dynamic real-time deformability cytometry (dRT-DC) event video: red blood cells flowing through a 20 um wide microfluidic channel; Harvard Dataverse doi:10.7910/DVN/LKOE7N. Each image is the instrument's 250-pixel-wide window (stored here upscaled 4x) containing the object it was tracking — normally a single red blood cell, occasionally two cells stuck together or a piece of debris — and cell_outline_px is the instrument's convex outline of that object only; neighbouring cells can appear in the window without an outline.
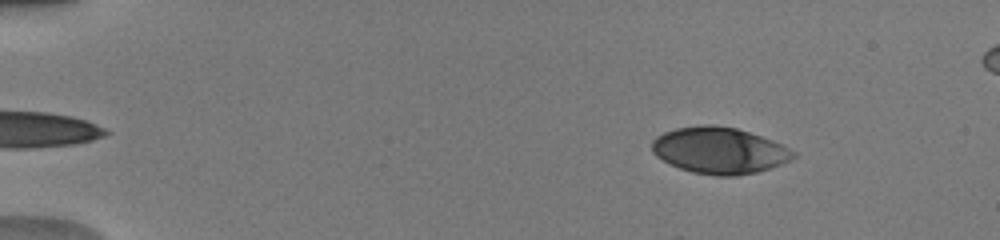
{"species": "human", "species_latin": "Homo sapiens", "temperature_condition": "warm", "stored_images_in_passage": 46, "camera_frame_rate_fps": 3000, "um_per_image_px": 0.085, "donor": {"sex": "male"}, "frame": {"image": 1, "passage_image": 2, "time_ms": 0.333, "image_size_px": [1000, 240], "cell_outline_px": [[796, 156], [780, 164], [756, 172], [736, 176], [716, 176], [692, 172], [680, 168], [656, 156], [652, 152], [652, 140], [656, 136], [664, 132], [676, 128], [704, 124], [712, 124], [736, 128], [772, 140], [796, 152]], "centroid_in_image_um": [61.11, 12.78], "position_along_channel_um": 23.9, "area_um2": 37.97}}
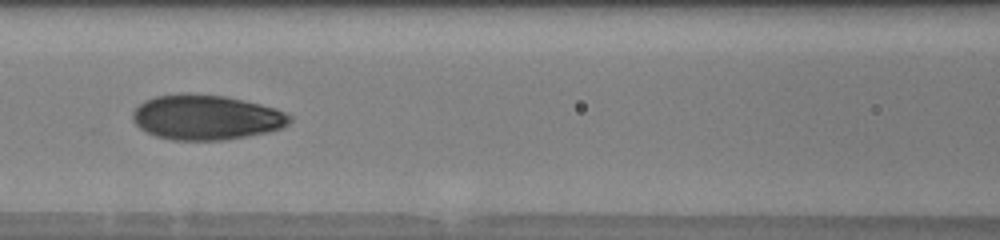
{"frame": {"image": 2, "passage_image": 19, "time_ms": 6.0, "image_size_px": [1000, 240], "cell_outline_px": [[292, 120], [288, 124], [280, 128], [268, 132], [224, 140], [172, 140], [156, 136], [140, 128], [132, 120], [132, 112], [144, 100], [156, 96], [184, 92], [188, 92], [224, 96], [244, 100], [276, 108], [292, 116]], "centroid_in_image_um": [17.51, 9.96], "position_along_channel_um": 149.1, "area_um2": 41.33}}
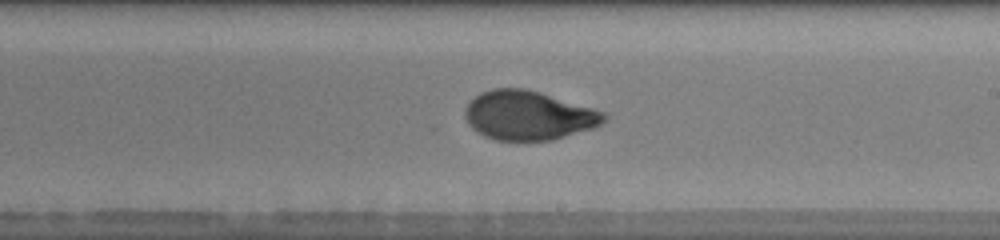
{"frame": {"image": 3, "passage_image": 26, "time_ms": 8.333, "image_size_px": [1000, 240], "cell_outline_px": [[608, 116], [600, 124], [592, 128], [552, 140], [496, 140], [484, 136], [476, 132], [468, 124], [464, 116], [464, 108], [480, 92], [492, 88], [524, 88], [540, 92], [608, 112]], "centroid_in_image_um": [44.91, 9.8], "position_along_channel_um": 244.1, "area_um2": 39.94}}